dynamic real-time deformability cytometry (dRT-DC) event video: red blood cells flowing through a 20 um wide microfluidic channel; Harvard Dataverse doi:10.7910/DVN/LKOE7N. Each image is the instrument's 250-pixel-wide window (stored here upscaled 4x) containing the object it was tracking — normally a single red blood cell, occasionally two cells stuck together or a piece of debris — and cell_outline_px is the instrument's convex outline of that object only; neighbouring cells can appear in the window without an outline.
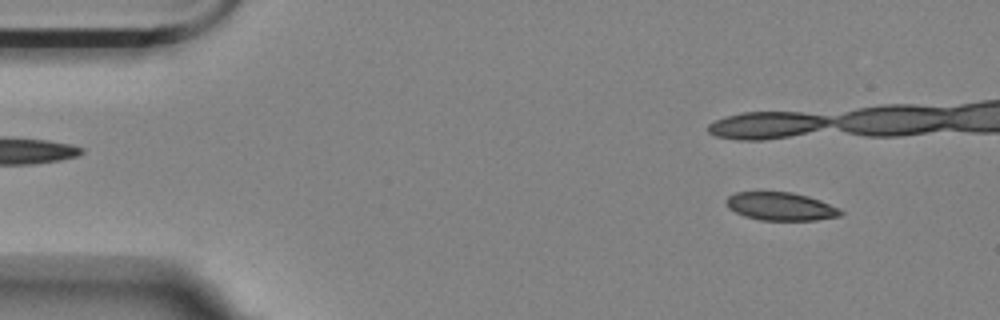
{"species": "Egyptian fruit bat (a non-hibernating species)", "species_latin": "Rousettus aegyptiacus", "temperature_condition": "room temperature", "stored_images_in_passage": 5, "camera_frame_rate_fps": 3000, "um_per_image_px": 0.085, "animal": {"sex": "female"}, "frame": {"image": 1, "passage_image": 1, "time_ms": 0.0, "image_size_px": [1000, 320], "cell_outline_px": [[844, 212], [840, 216], [816, 220], [760, 220], [744, 216], [728, 208], [724, 200], [728, 196], [736, 192], [792, 192], [808, 196], [820, 200], [840, 208]], "centroid_in_image_um": [66.36, 17.54], "position_along_channel_um": 18.6, "area_um2": 18.84}}